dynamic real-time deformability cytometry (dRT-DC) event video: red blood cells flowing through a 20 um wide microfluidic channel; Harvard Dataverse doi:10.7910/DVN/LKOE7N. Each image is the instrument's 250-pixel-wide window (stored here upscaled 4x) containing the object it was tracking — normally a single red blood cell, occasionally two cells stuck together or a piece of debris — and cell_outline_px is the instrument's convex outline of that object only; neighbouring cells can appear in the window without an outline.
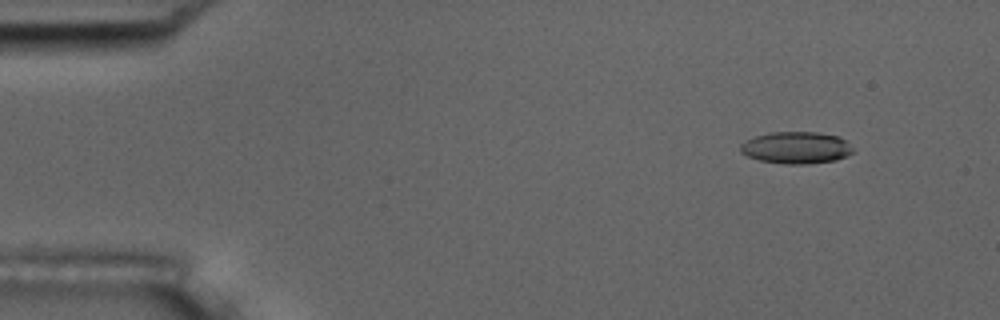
{"species": "common noctule bat (a hibernating species)", "species_latin": "Nyctalus noctula", "temperature_condition": "room temperature", "stored_images_in_passage": 55, "camera_frame_rate_fps": 3000, "um_per_image_px": 0.085, "animal": {"sex": "male", "body_mass_g": 17.5, "forearm_length_mm": 52.3}, "frame": {"image": 1, "passage_image": 6, "time_ms": 1.667, "image_size_px": [1000, 320], "cell_outline_px": [[852, 152], [848, 156], [836, 160], [808, 164], [784, 164], [760, 160], [748, 156], [740, 152], [740, 144], [744, 140], [756, 136], [772, 132], [816, 132], [840, 136], [852, 148]], "centroid_in_image_um": [67.66, 12.55], "position_along_channel_um": 17.3, "area_um2": 20.98}}
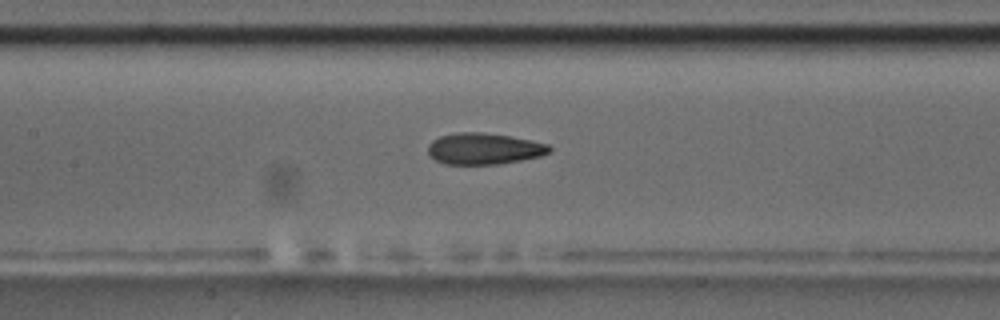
{"frame": {"image": 2, "passage_image": 26, "time_ms": 8.333, "image_size_px": [1000, 320], "cell_outline_px": [[552, 148], [548, 152], [540, 156], [500, 164], [444, 164], [436, 160], [428, 152], [428, 144], [432, 140], [440, 136], [456, 132], [484, 132], [532, 140], [548, 144]], "centroid_in_image_um": [41.12, 12.63], "position_along_channel_um": 166.3, "area_um2": 22.14}}
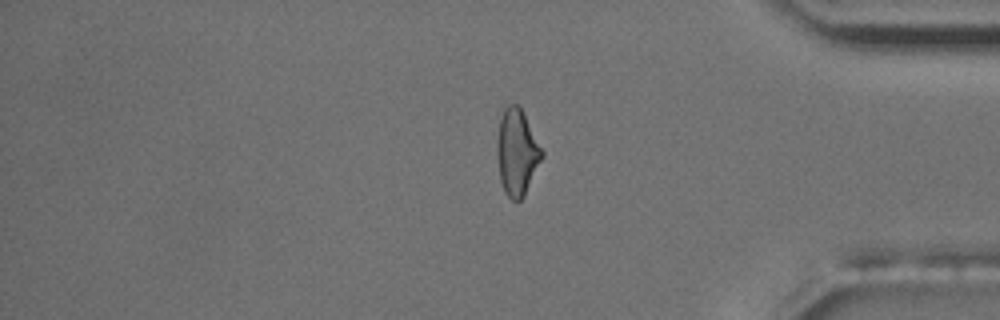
{"frame": {"image": 3, "passage_image": 46, "time_ms": 15.0, "image_size_px": [1000, 320], "cell_outline_px": [[544, 156], [524, 196], [520, 200], [512, 200], [508, 196], [500, 180], [496, 152], [496, 140], [500, 116], [504, 108], [508, 104], [516, 104], [524, 112], [544, 152]], "centroid_in_image_um": [43.94, 12.91], "position_along_channel_um": 391.3, "area_um2": 22.77}, "authors_computed_cell_mechanics": {"area_um2": 22.0796, "velocity_mm_per_s": 3.7104, "shape_relaxation_time_tau1_ms": null, "shape_relaxation_time_tau2_ms": 2.1444, "deformation_change_tau1": null, "deformation_change_tau2": 0.107}}